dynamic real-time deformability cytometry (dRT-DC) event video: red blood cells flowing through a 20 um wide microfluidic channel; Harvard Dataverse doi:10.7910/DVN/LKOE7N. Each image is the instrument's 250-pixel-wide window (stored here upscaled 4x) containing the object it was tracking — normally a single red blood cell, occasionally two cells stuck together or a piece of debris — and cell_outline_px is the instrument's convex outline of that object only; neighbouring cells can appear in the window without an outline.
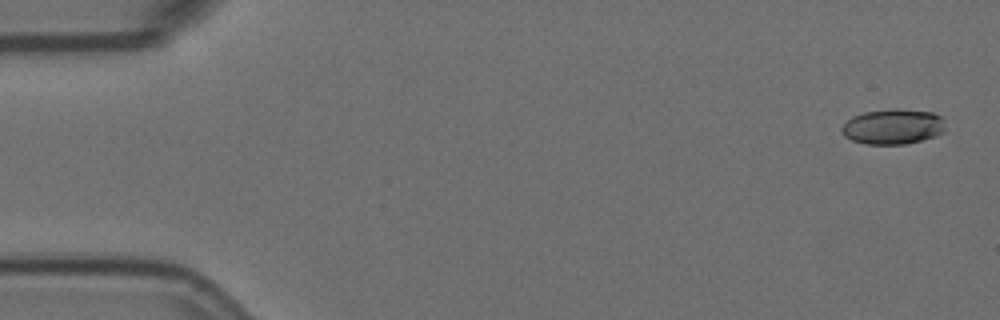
{"species": "Egyptian fruit bat (a non-hibernating species)", "species_latin": "Rousettus aegyptiacus", "temperature_condition": "room temperature", "stored_images_in_passage": 8, "camera_frame_rate_fps": 3000, "um_per_image_px": 0.085, "animal": {"sex": "female"}, "frame": {"image": 1, "passage_image": 1, "time_ms": 0.0, "image_size_px": [1000, 320], "cell_outline_px": [[944, 132], [936, 136], [904, 144], [864, 144], [852, 140], [844, 136], [840, 128], [852, 116], [864, 112], [896, 108], [900, 108], [932, 112], [944, 116]], "centroid_in_image_um": [75.92, 10.75], "position_along_channel_um": 9.1, "area_um2": 21.5}}
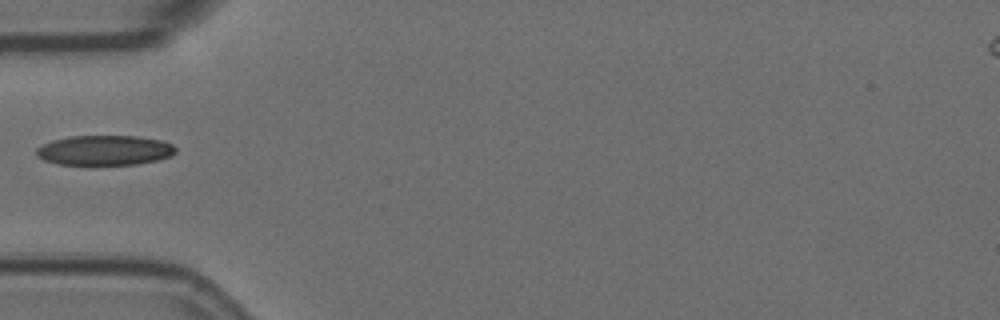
{"frame": {"image": 2, "passage_image": 6, "time_ms": 1.667, "image_size_px": [1000, 320], "cell_outline_px": [[176, 152], [168, 156], [156, 160], [136, 164], [88, 168], [56, 164], [44, 160], [36, 156], [36, 148], [52, 140], [68, 136], [136, 136], [160, 140], [172, 144], [176, 148]], "centroid_in_image_um": [8.81, 12.82], "position_along_channel_um": 76.2, "area_um2": 25.26}}
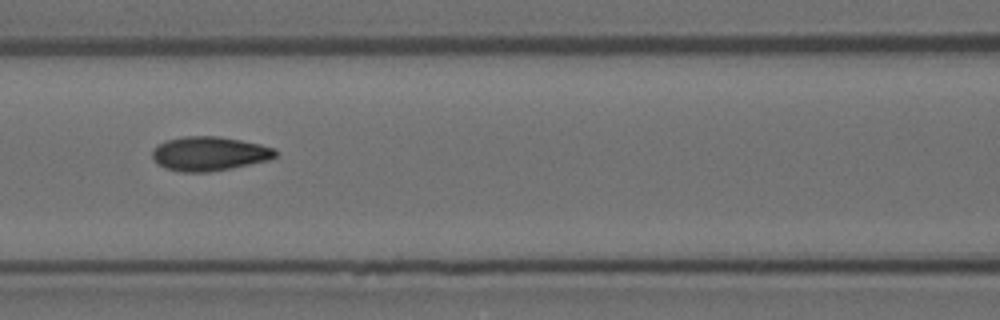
{"frame": {"image": 3, "passage_image": 8, "time_ms": 2.333, "image_size_px": [1000, 320], "cell_outline_px": [[276, 156], [268, 160], [232, 168], [208, 172], [180, 172], [164, 168], [156, 164], [152, 156], [152, 152], [156, 144], [168, 140], [184, 136], [220, 136], [260, 144], [276, 148]], "centroid_in_image_um": [17.76, 13.06], "position_along_channel_um": 148.8, "area_um2": 24.68}}